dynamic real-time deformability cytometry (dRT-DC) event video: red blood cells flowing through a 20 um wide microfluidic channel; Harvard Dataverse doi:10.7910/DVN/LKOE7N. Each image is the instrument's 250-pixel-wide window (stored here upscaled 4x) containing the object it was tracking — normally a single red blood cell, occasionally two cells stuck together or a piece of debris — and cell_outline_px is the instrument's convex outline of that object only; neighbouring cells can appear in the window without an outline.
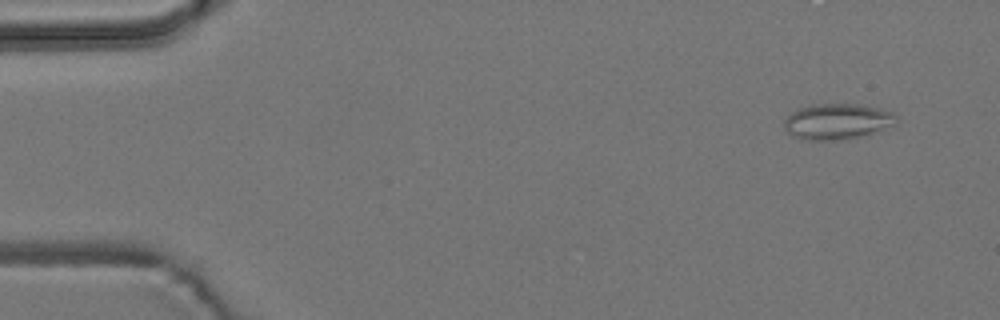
{"species": "common noctule bat (a hibernating species)", "species_latin": "Nyctalus noctula", "temperature_condition": "room temperature", "stored_images_in_passage": 6, "camera_frame_rate_fps": 3000, "um_per_image_px": 0.085, "animal": {"sex": "male", "body_mass_g": 19.2, "forearm_length_mm": 51.8}, "frame": {"image": 1, "passage_image": 1, "time_ms": 0.0, "image_size_px": [1000, 320], "cell_outline_px": [[900, 120], [892, 124], [872, 132], [840, 140], [800, 140], [792, 136], [788, 132], [784, 124], [784, 120], [796, 108], [812, 104], [860, 104], [880, 108], [892, 112]], "centroid_in_image_um": [71.11, 10.31], "position_along_channel_um": 13.9, "area_um2": 23.24}}
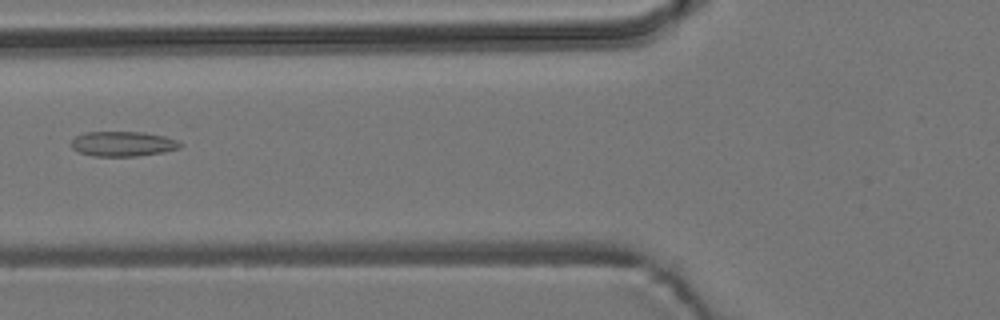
{"frame": {"image": 2, "passage_image": 5, "time_ms": 5.667, "image_size_px": [1000, 320], "cell_outline_px": [[184, 144], [180, 148], [164, 152], [136, 156], [92, 156], [76, 152], [72, 148], [72, 140], [76, 136], [84, 132], [144, 132], [164, 136], [176, 140]], "centroid_in_image_um": [10.44, 12.23], "position_along_channel_um": 115.4, "area_um2": 15.95}}
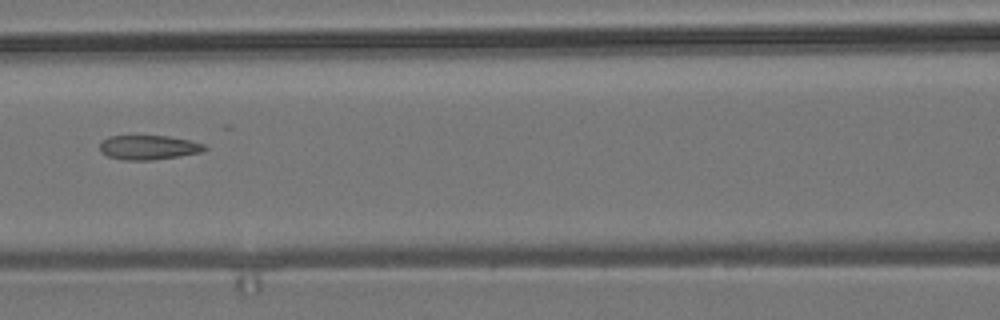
{"frame": {"image": 3, "passage_image": 6, "time_ms": 6.667, "image_size_px": [1000, 320], "cell_outline_px": [[208, 148], [200, 152], [152, 160], [124, 160], [108, 156], [100, 152], [100, 140], [108, 136], [168, 136], [188, 140], [204, 144]], "centroid_in_image_um": [12.57, 12.52], "position_along_channel_um": 154.0, "area_um2": 14.8}}